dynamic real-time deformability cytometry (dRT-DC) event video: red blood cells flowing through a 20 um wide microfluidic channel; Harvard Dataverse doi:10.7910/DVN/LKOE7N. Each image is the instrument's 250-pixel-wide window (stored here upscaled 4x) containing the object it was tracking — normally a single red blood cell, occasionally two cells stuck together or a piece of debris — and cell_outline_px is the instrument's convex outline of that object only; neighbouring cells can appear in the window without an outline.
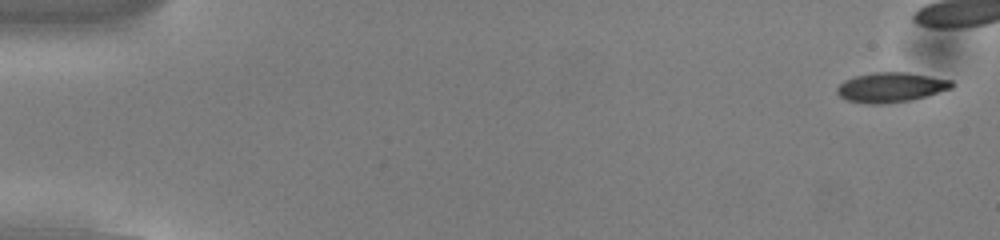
{"species": "common noctule bat (a hibernating species)", "species_latin": "Nyctalus noctula", "temperature_condition": "cold", "stored_images_in_passage": 43, "camera_frame_rate_fps": 3000, "um_per_image_px": 0.085, "animal": {"sex": "male", "body_mass_g": 13.0, "forearm_length_mm": 53.1}, "frame": {"image": 1, "passage_image": 2, "time_ms": 0.333, "image_size_px": [1000, 240], "cell_outline_px": [[952, 88], [928, 96], [912, 100], [880, 104], [868, 104], [848, 100], [840, 96], [836, 92], [836, 88], [844, 80], [856, 76], [876, 72], [908, 72], [952, 80]], "centroid_in_image_um": [75.73, 7.42], "position_along_channel_um": 9.3, "area_um2": 19.88}}
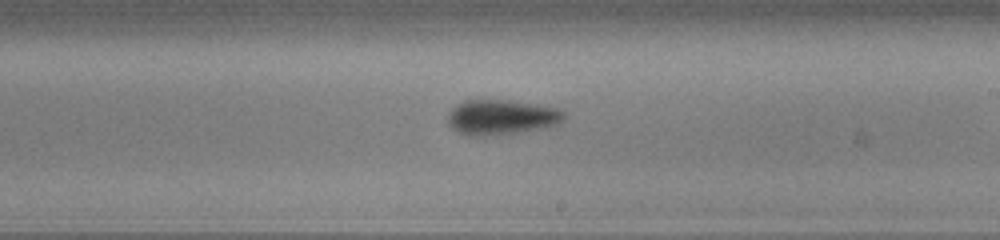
{"frame": {"image": 2, "passage_image": 32, "time_ms": 10.333, "image_size_px": [1000, 240], "cell_outline_px": [[564, 120], [560, 124], [544, 128], [520, 132], [488, 136], [468, 136], [452, 128], [448, 124], [448, 112], [456, 104], [464, 100], [508, 100], [536, 104], [560, 108], [564, 112]], "centroid_in_image_um": [42.63, 9.96], "position_along_channel_um": 246.4, "area_um2": 24.04}}
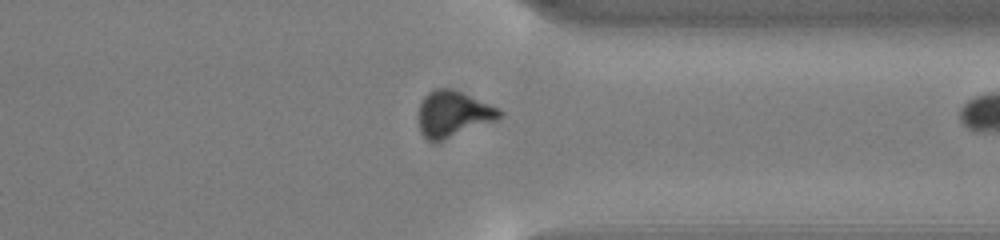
{"frame": {"image": 3, "passage_image": 42, "time_ms": 13.667, "image_size_px": [1000, 240], "cell_outline_px": [[504, 116], [496, 120], [436, 144], [432, 144], [420, 132], [420, 104], [424, 96], [428, 92], [436, 88], [452, 88], [500, 108], [504, 112]], "centroid_in_image_um": [38.54, 9.71], "position_along_channel_um": 372.9, "area_um2": 22.02}}